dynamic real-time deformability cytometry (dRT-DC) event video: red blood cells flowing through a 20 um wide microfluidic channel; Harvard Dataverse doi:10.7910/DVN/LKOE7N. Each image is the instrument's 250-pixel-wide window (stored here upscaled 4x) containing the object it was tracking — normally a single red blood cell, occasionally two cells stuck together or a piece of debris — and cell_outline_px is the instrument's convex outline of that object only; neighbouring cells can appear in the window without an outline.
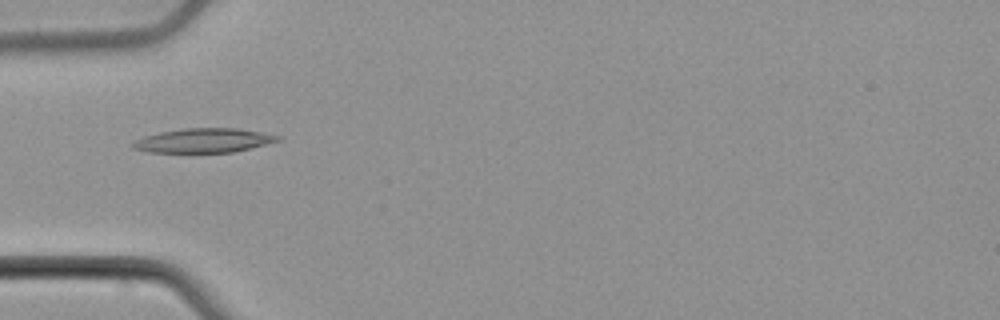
{"species": "common noctule bat (a hibernating species)", "species_latin": "Nyctalus noctula", "temperature_condition": "cold", "stored_images_in_passage": 50, "camera_frame_rate_fps": 3000, "um_per_image_px": 0.085, "animal": {"sex": "male", "body_mass_g": 21.5, "forearm_length_mm": 52.0}, "frame": {"image": 1, "passage_image": 14, "time_ms": 4.333, "image_size_px": [1000, 320], "cell_outline_px": [[280, 140], [252, 148], [232, 152], [148, 152], [132, 148], [128, 144], [144, 136], [160, 132], [184, 128], [236, 128], [280, 136]], "centroid_in_image_um": [17.25, 11.94], "position_along_channel_um": 67.7, "area_um2": 20.35}}
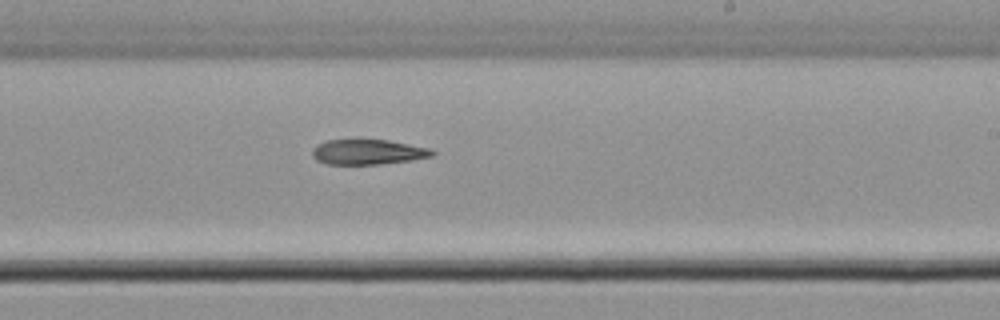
{"frame": {"image": 2, "passage_image": 29, "time_ms": 9.333, "image_size_px": [1000, 320], "cell_outline_px": [[436, 152], [432, 156], [412, 160], [380, 164], [328, 164], [316, 160], [312, 156], [312, 148], [316, 144], [328, 140], [356, 136], [388, 140], [432, 148]], "centroid_in_image_um": [31.24, 12.86], "position_along_channel_um": 257.8, "area_um2": 18.5}}
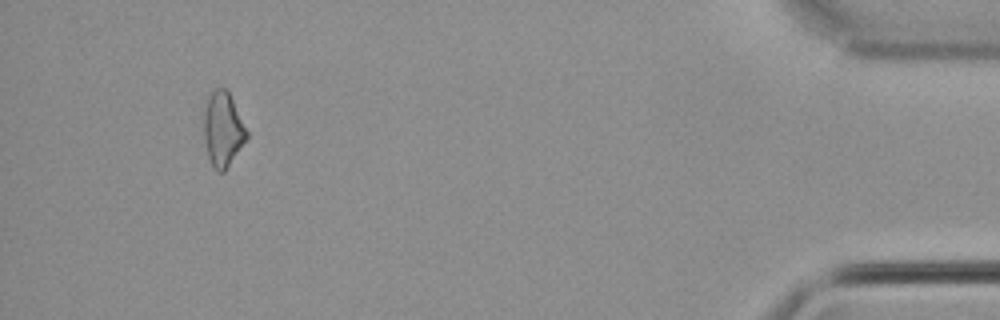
{"frame": {"image": 3, "passage_image": 47, "time_ms": 15.333, "image_size_px": [1000, 320], "cell_outline_px": [[248, 136], [224, 172], [220, 172], [212, 168], [208, 160], [204, 140], [200, 112], [208, 96], [216, 88], [224, 88], [228, 92], [248, 132]], "centroid_in_image_um": [18.86, 10.99], "position_along_channel_um": 416.3, "area_um2": 19.02}}